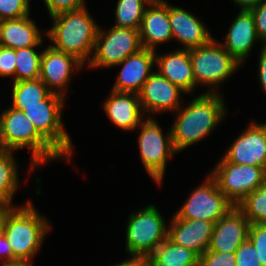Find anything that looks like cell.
Instances as JSON below:
<instances>
[{
	"instance_id": "obj_41",
	"label": "cell",
	"mask_w": 266,
	"mask_h": 266,
	"mask_svg": "<svg viewBox=\"0 0 266 266\" xmlns=\"http://www.w3.org/2000/svg\"><path fill=\"white\" fill-rule=\"evenodd\" d=\"M266 0H233L236 5H239L240 9H250L252 6L258 5L260 2Z\"/></svg>"
},
{
	"instance_id": "obj_2",
	"label": "cell",
	"mask_w": 266,
	"mask_h": 266,
	"mask_svg": "<svg viewBox=\"0 0 266 266\" xmlns=\"http://www.w3.org/2000/svg\"><path fill=\"white\" fill-rule=\"evenodd\" d=\"M53 26L46 35L54 43V49L74 55L85 64L94 52L99 27L86 7L64 11L50 17Z\"/></svg>"
},
{
	"instance_id": "obj_11",
	"label": "cell",
	"mask_w": 266,
	"mask_h": 266,
	"mask_svg": "<svg viewBox=\"0 0 266 266\" xmlns=\"http://www.w3.org/2000/svg\"><path fill=\"white\" fill-rule=\"evenodd\" d=\"M234 206L208 174L205 182L191 192L175 215L181 219H202L216 223Z\"/></svg>"
},
{
	"instance_id": "obj_29",
	"label": "cell",
	"mask_w": 266,
	"mask_h": 266,
	"mask_svg": "<svg viewBox=\"0 0 266 266\" xmlns=\"http://www.w3.org/2000/svg\"><path fill=\"white\" fill-rule=\"evenodd\" d=\"M250 224L266 223V183L236 205Z\"/></svg>"
},
{
	"instance_id": "obj_43",
	"label": "cell",
	"mask_w": 266,
	"mask_h": 266,
	"mask_svg": "<svg viewBox=\"0 0 266 266\" xmlns=\"http://www.w3.org/2000/svg\"><path fill=\"white\" fill-rule=\"evenodd\" d=\"M3 115H4L3 112L0 113V151H2Z\"/></svg>"
},
{
	"instance_id": "obj_32",
	"label": "cell",
	"mask_w": 266,
	"mask_h": 266,
	"mask_svg": "<svg viewBox=\"0 0 266 266\" xmlns=\"http://www.w3.org/2000/svg\"><path fill=\"white\" fill-rule=\"evenodd\" d=\"M235 253L215 252L207 249L199 257V266H235Z\"/></svg>"
},
{
	"instance_id": "obj_39",
	"label": "cell",
	"mask_w": 266,
	"mask_h": 266,
	"mask_svg": "<svg viewBox=\"0 0 266 266\" xmlns=\"http://www.w3.org/2000/svg\"><path fill=\"white\" fill-rule=\"evenodd\" d=\"M113 266H148L147 261L141 258H129L122 263H117Z\"/></svg>"
},
{
	"instance_id": "obj_19",
	"label": "cell",
	"mask_w": 266,
	"mask_h": 266,
	"mask_svg": "<svg viewBox=\"0 0 266 266\" xmlns=\"http://www.w3.org/2000/svg\"><path fill=\"white\" fill-rule=\"evenodd\" d=\"M169 22L173 40H177L183 49L190 50L208 44L212 35L203 22L190 12L168 3Z\"/></svg>"
},
{
	"instance_id": "obj_5",
	"label": "cell",
	"mask_w": 266,
	"mask_h": 266,
	"mask_svg": "<svg viewBox=\"0 0 266 266\" xmlns=\"http://www.w3.org/2000/svg\"><path fill=\"white\" fill-rule=\"evenodd\" d=\"M65 97L52 92L40 105L12 106L23 113L34 124L37 132L66 160L72 157L70 136L63 129L61 120Z\"/></svg>"
},
{
	"instance_id": "obj_6",
	"label": "cell",
	"mask_w": 266,
	"mask_h": 266,
	"mask_svg": "<svg viewBox=\"0 0 266 266\" xmlns=\"http://www.w3.org/2000/svg\"><path fill=\"white\" fill-rule=\"evenodd\" d=\"M126 227V252L146 260L168 238L166 222L154 205L130 214Z\"/></svg>"
},
{
	"instance_id": "obj_1",
	"label": "cell",
	"mask_w": 266,
	"mask_h": 266,
	"mask_svg": "<svg viewBox=\"0 0 266 266\" xmlns=\"http://www.w3.org/2000/svg\"><path fill=\"white\" fill-rule=\"evenodd\" d=\"M219 92H205L175 112L176 121L171 127L176 153L208 136L226 116L224 98Z\"/></svg>"
},
{
	"instance_id": "obj_7",
	"label": "cell",
	"mask_w": 266,
	"mask_h": 266,
	"mask_svg": "<svg viewBox=\"0 0 266 266\" xmlns=\"http://www.w3.org/2000/svg\"><path fill=\"white\" fill-rule=\"evenodd\" d=\"M218 42L213 38L208 44L189 50L195 89L202 84L210 87L207 92L217 93V86L229 79L241 65Z\"/></svg>"
},
{
	"instance_id": "obj_23",
	"label": "cell",
	"mask_w": 266,
	"mask_h": 266,
	"mask_svg": "<svg viewBox=\"0 0 266 266\" xmlns=\"http://www.w3.org/2000/svg\"><path fill=\"white\" fill-rule=\"evenodd\" d=\"M42 35L30 15L0 21V45L14 50L43 44Z\"/></svg>"
},
{
	"instance_id": "obj_25",
	"label": "cell",
	"mask_w": 266,
	"mask_h": 266,
	"mask_svg": "<svg viewBox=\"0 0 266 266\" xmlns=\"http://www.w3.org/2000/svg\"><path fill=\"white\" fill-rule=\"evenodd\" d=\"M17 166L13 152L0 151V205L13 206L12 198L19 185Z\"/></svg>"
},
{
	"instance_id": "obj_30",
	"label": "cell",
	"mask_w": 266,
	"mask_h": 266,
	"mask_svg": "<svg viewBox=\"0 0 266 266\" xmlns=\"http://www.w3.org/2000/svg\"><path fill=\"white\" fill-rule=\"evenodd\" d=\"M29 0H0V21L30 15Z\"/></svg>"
},
{
	"instance_id": "obj_10",
	"label": "cell",
	"mask_w": 266,
	"mask_h": 266,
	"mask_svg": "<svg viewBox=\"0 0 266 266\" xmlns=\"http://www.w3.org/2000/svg\"><path fill=\"white\" fill-rule=\"evenodd\" d=\"M209 175L219 190L236 206L248 194L266 183V170L252 165H238L224 158Z\"/></svg>"
},
{
	"instance_id": "obj_34",
	"label": "cell",
	"mask_w": 266,
	"mask_h": 266,
	"mask_svg": "<svg viewBox=\"0 0 266 266\" xmlns=\"http://www.w3.org/2000/svg\"><path fill=\"white\" fill-rule=\"evenodd\" d=\"M16 55L15 50L0 45V77L12 75L15 82Z\"/></svg>"
},
{
	"instance_id": "obj_16",
	"label": "cell",
	"mask_w": 266,
	"mask_h": 266,
	"mask_svg": "<svg viewBox=\"0 0 266 266\" xmlns=\"http://www.w3.org/2000/svg\"><path fill=\"white\" fill-rule=\"evenodd\" d=\"M168 239L194 251L199 257L209 248L215 223L207 220L172 217Z\"/></svg>"
},
{
	"instance_id": "obj_4",
	"label": "cell",
	"mask_w": 266,
	"mask_h": 266,
	"mask_svg": "<svg viewBox=\"0 0 266 266\" xmlns=\"http://www.w3.org/2000/svg\"><path fill=\"white\" fill-rule=\"evenodd\" d=\"M2 151L31 150L30 170L62 156L37 132L23 111L9 107L3 111Z\"/></svg>"
},
{
	"instance_id": "obj_14",
	"label": "cell",
	"mask_w": 266,
	"mask_h": 266,
	"mask_svg": "<svg viewBox=\"0 0 266 266\" xmlns=\"http://www.w3.org/2000/svg\"><path fill=\"white\" fill-rule=\"evenodd\" d=\"M84 64L74 55L60 52L51 46L42 51L40 79L54 93L65 97L73 69L78 71ZM55 87L54 90L53 88Z\"/></svg>"
},
{
	"instance_id": "obj_37",
	"label": "cell",
	"mask_w": 266,
	"mask_h": 266,
	"mask_svg": "<svg viewBox=\"0 0 266 266\" xmlns=\"http://www.w3.org/2000/svg\"><path fill=\"white\" fill-rule=\"evenodd\" d=\"M0 259L3 263H15L18 262L12 253V248L8 243V240L5 235L0 237Z\"/></svg>"
},
{
	"instance_id": "obj_18",
	"label": "cell",
	"mask_w": 266,
	"mask_h": 266,
	"mask_svg": "<svg viewBox=\"0 0 266 266\" xmlns=\"http://www.w3.org/2000/svg\"><path fill=\"white\" fill-rule=\"evenodd\" d=\"M142 48L155 51L157 45L173 39L168 2L153 0L144 12L139 28Z\"/></svg>"
},
{
	"instance_id": "obj_24",
	"label": "cell",
	"mask_w": 266,
	"mask_h": 266,
	"mask_svg": "<svg viewBox=\"0 0 266 266\" xmlns=\"http://www.w3.org/2000/svg\"><path fill=\"white\" fill-rule=\"evenodd\" d=\"M148 266H199V256L168 238L146 259Z\"/></svg>"
},
{
	"instance_id": "obj_17",
	"label": "cell",
	"mask_w": 266,
	"mask_h": 266,
	"mask_svg": "<svg viewBox=\"0 0 266 266\" xmlns=\"http://www.w3.org/2000/svg\"><path fill=\"white\" fill-rule=\"evenodd\" d=\"M155 52L142 48L139 52L129 55L120 64L116 65L122 66V69L112 90L138 94L153 73Z\"/></svg>"
},
{
	"instance_id": "obj_42",
	"label": "cell",
	"mask_w": 266,
	"mask_h": 266,
	"mask_svg": "<svg viewBox=\"0 0 266 266\" xmlns=\"http://www.w3.org/2000/svg\"><path fill=\"white\" fill-rule=\"evenodd\" d=\"M0 266H31L30 262L2 263Z\"/></svg>"
},
{
	"instance_id": "obj_20",
	"label": "cell",
	"mask_w": 266,
	"mask_h": 266,
	"mask_svg": "<svg viewBox=\"0 0 266 266\" xmlns=\"http://www.w3.org/2000/svg\"><path fill=\"white\" fill-rule=\"evenodd\" d=\"M110 95L103 106L111 122L124 131H133L140 127L146 116L141 107L139 95L113 90H111Z\"/></svg>"
},
{
	"instance_id": "obj_3",
	"label": "cell",
	"mask_w": 266,
	"mask_h": 266,
	"mask_svg": "<svg viewBox=\"0 0 266 266\" xmlns=\"http://www.w3.org/2000/svg\"><path fill=\"white\" fill-rule=\"evenodd\" d=\"M21 207V208H20ZM8 206L5 233L18 262H32L51 226L29 200L25 206Z\"/></svg>"
},
{
	"instance_id": "obj_15",
	"label": "cell",
	"mask_w": 266,
	"mask_h": 266,
	"mask_svg": "<svg viewBox=\"0 0 266 266\" xmlns=\"http://www.w3.org/2000/svg\"><path fill=\"white\" fill-rule=\"evenodd\" d=\"M250 223L242 211L234 206L214 225L210 251L235 253L248 239Z\"/></svg>"
},
{
	"instance_id": "obj_35",
	"label": "cell",
	"mask_w": 266,
	"mask_h": 266,
	"mask_svg": "<svg viewBox=\"0 0 266 266\" xmlns=\"http://www.w3.org/2000/svg\"><path fill=\"white\" fill-rule=\"evenodd\" d=\"M253 15L256 33L262 46H266V1L249 9Z\"/></svg>"
},
{
	"instance_id": "obj_27",
	"label": "cell",
	"mask_w": 266,
	"mask_h": 266,
	"mask_svg": "<svg viewBox=\"0 0 266 266\" xmlns=\"http://www.w3.org/2000/svg\"><path fill=\"white\" fill-rule=\"evenodd\" d=\"M153 0H118L115 27L139 30L147 6Z\"/></svg>"
},
{
	"instance_id": "obj_33",
	"label": "cell",
	"mask_w": 266,
	"mask_h": 266,
	"mask_svg": "<svg viewBox=\"0 0 266 266\" xmlns=\"http://www.w3.org/2000/svg\"><path fill=\"white\" fill-rule=\"evenodd\" d=\"M235 266H261L257 250L247 239L235 252Z\"/></svg>"
},
{
	"instance_id": "obj_36",
	"label": "cell",
	"mask_w": 266,
	"mask_h": 266,
	"mask_svg": "<svg viewBox=\"0 0 266 266\" xmlns=\"http://www.w3.org/2000/svg\"><path fill=\"white\" fill-rule=\"evenodd\" d=\"M49 16L86 7L84 0H44Z\"/></svg>"
},
{
	"instance_id": "obj_38",
	"label": "cell",
	"mask_w": 266,
	"mask_h": 266,
	"mask_svg": "<svg viewBox=\"0 0 266 266\" xmlns=\"http://www.w3.org/2000/svg\"><path fill=\"white\" fill-rule=\"evenodd\" d=\"M258 78L262 91L266 94V46H262L259 56Z\"/></svg>"
},
{
	"instance_id": "obj_28",
	"label": "cell",
	"mask_w": 266,
	"mask_h": 266,
	"mask_svg": "<svg viewBox=\"0 0 266 266\" xmlns=\"http://www.w3.org/2000/svg\"><path fill=\"white\" fill-rule=\"evenodd\" d=\"M36 47L37 46H31L15 50V82L35 80L40 77L42 51L37 53L35 51Z\"/></svg>"
},
{
	"instance_id": "obj_9",
	"label": "cell",
	"mask_w": 266,
	"mask_h": 266,
	"mask_svg": "<svg viewBox=\"0 0 266 266\" xmlns=\"http://www.w3.org/2000/svg\"><path fill=\"white\" fill-rule=\"evenodd\" d=\"M101 28L97 33L94 53L88 62L89 68L114 67L142 49L139 30L113 26L105 31Z\"/></svg>"
},
{
	"instance_id": "obj_31",
	"label": "cell",
	"mask_w": 266,
	"mask_h": 266,
	"mask_svg": "<svg viewBox=\"0 0 266 266\" xmlns=\"http://www.w3.org/2000/svg\"><path fill=\"white\" fill-rule=\"evenodd\" d=\"M248 240L256 248L261 266H266V223L250 224Z\"/></svg>"
},
{
	"instance_id": "obj_21",
	"label": "cell",
	"mask_w": 266,
	"mask_h": 266,
	"mask_svg": "<svg viewBox=\"0 0 266 266\" xmlns=\"http://www.w3.org/2000/svg\"><path fill=\"white\" fill-rule=\"evenodd\" d=\"M255 22L249 9H240L235 17L222 47L241 65L252 51V47L258 41Z\"/></svg>"
},
{
	"instance_id": "obj_22",
	"label": "cell",
	"mask_w": 266,
	"mask_h": 266,
	"mask_svg": "<svg viewBox=\"0 0 266 266\" xmlns=\"http://www.w3.org/2000/svg\"><path fill=\"white\" fill-rule=\"evenodd\" d=\"M155 64L158 73L178 86L185 93L195 90V78L189 50L178 49L174 52L161 54L155 52Z\"/></svg>"
},
{
	"instance_id": "obj_8",
	"label": "cell",
	"mask_w": 266,
	"mask_h": 266,
	"mask_svg": "<svg viewBox=\"0 0 266 266\" xmlns=\"http://www.w3.org/2000/svg\"><path fill=\"white\" fill-rule=\"evenodd\" d=\"M160 124L154 118L146 117L139 127L138 145L141 161L149 176L159 185L162 183L167 160L176 151L173 147L171 128L163 135Z\"/></svg>"
},
{
	"instance_id": "obj_26",
	"label": "cell",
	"mask_w": 266,
	"mask_h": 266,
	"mask_svg": "<svg viewBox=\"0 0 266 266\" xmlns=\"http://www.w3.org/2000/svg\"><path fill=\"white\" fill-rule=\"evenodd\" d=\"M51 93L40 78L13 82L11 106L40 105Z\"/></svg>"
},
{
	"instance_id": "obj_13",
	"label": "cell",
	"mask_w": 266,
	"mask_h": 266,
	"mask_svg": "<svg viewBox=\"0 0 266 266\" xmlns=\"http://www.w3.org/2000/svg\"><path fill=\"white\" fill-rule=\"evenodd\" d=\"M181 93L185 92L158 72H153L138 95L144 112L153 115L177 111L181 107Z\"/></svg>"
},
{
	"instance_id": "obj_12",
	"label": "cell",
	"mask_w": 266,
	"mask_h": 266,
	"mask_svg": "<svg viewBox=\"0 0 266 266\" xmlns=\"http://www.w3.org/2000/svg\"><path fill=\"white\" fill-rule=\"evenodd\" d=\"M223 158L238 165H252L266 170V123L252 122L232 143Z\"/></svg>"
},
{
	"instance_id": "obj_40",
	"label": "cell",
	"mask_w": 266,
	"mask_h": 266,
	"mask_svg": "<svg viewBox=\"0 0 266 266\" xmlns=\"http://www.w3.org/2000/svg\"><path fill=\"white\" fill-rule=\"evenodd\" d=\"M8 215V206L0 205V237L5 233L6 217Z\"/></svg>"
}]
</instances>
